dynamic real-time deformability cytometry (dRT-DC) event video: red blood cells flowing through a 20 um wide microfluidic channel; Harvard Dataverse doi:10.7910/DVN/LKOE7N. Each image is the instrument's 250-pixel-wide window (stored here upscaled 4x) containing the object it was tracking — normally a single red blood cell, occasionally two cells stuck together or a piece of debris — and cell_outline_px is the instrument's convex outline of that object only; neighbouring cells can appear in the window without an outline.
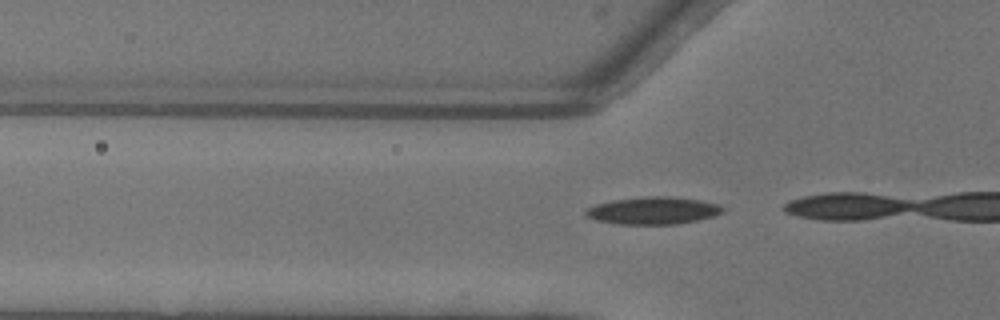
{"species": "common noctule bat (a hibernating species)", "species_latin": "Nyctalus noctula", "temperature_condition": "warm", "stored_images_in_passage": 5, "camera_frame_rate_fps": 3000, "um_per_image_px": 0.085, "animal": {"sex": "female"}, "frame": {"image": 1, "passage_image": 2, "time_ms": 0.333, "image_size_px": [1000, 320], "cell_outline_px": [[724, 212], [712, 216], [696, 220], [676, 224], [616, 224], [596, 220], [584, 216], [584, 212], [588, 208], [596, 204], [612, 200], [644, 196], [668, 196], [700, 200], [716, 204], [724, 208]], "centroid_in_image_um": [55.46, 17.9], "position_along_channel_um": 70.3, "area_um2": 21.79}}